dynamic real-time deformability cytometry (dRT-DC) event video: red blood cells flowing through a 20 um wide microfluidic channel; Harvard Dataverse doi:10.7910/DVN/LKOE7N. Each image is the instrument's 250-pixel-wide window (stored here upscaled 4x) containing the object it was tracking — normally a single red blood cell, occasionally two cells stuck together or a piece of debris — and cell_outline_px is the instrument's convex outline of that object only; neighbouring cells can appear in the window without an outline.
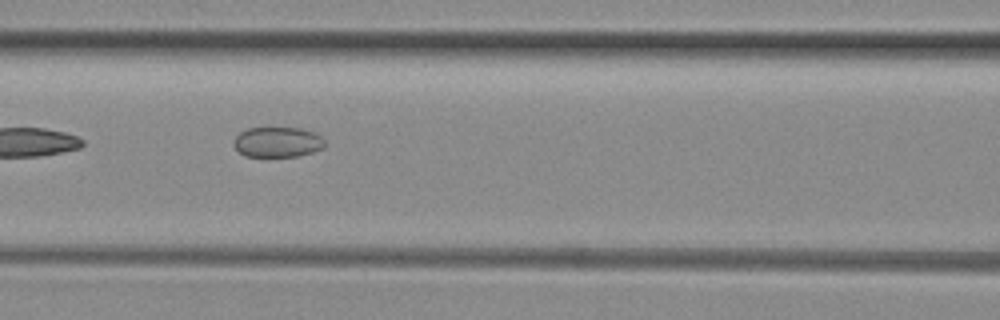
{"species": "common noctule bat (a hibernating species)", "species_latin": "Nyctalus noctula", "temperature_condition": "room temperature", "stored_images_in_passage": 8, "camera_frame_rate_fps": 3000, "um_per_image_px": 0.085, "animal": {"sex": "female", "body_mass_g": 29.2, "forearm_length_mm": 56.3}, "frame": {"image": 1, "passage_image": 6, "time_ms": 1.667, "image_size_px": [1000, 320], "cell_outline_px": [[324, 148], [300, 156], [244, 156], [232, 144], [232, 140], [240, 132], [248, 128], [300, 128], [312, 132], [320, 136], [324, 140]], "centroid_in_image_um": [23.57, 12.08], "position_along_channel_um": 143.0, "area_um2": 16.01}}
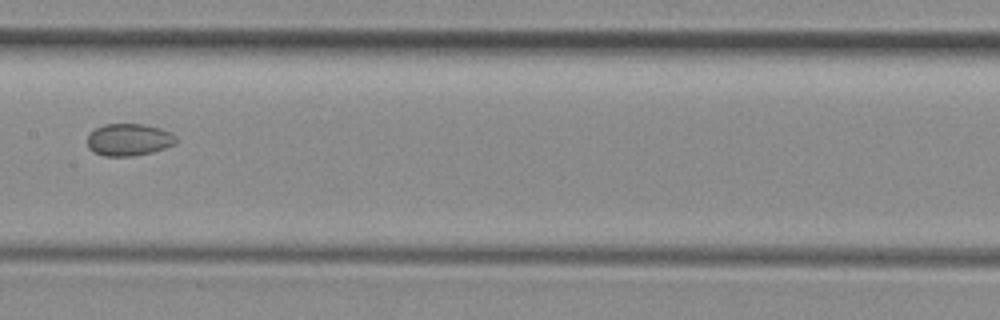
{"frame": {"image": 2, "passage_image": 7, "time_ms": 2.0, "image_size_px": [1000, 320], "cell_outline_px": [[176, 144], [152, 152], [132, 156], [104, 156], [92, 152], [88, 148], [88, 136], [96, 128], [104, 124], [144, 124], [160, 128], [172, 132], [176, 136]], "centroid_in_image_um": [10.96, 11.88], "position_along_channel_um": 196.4, "area_um2": 16.7}}
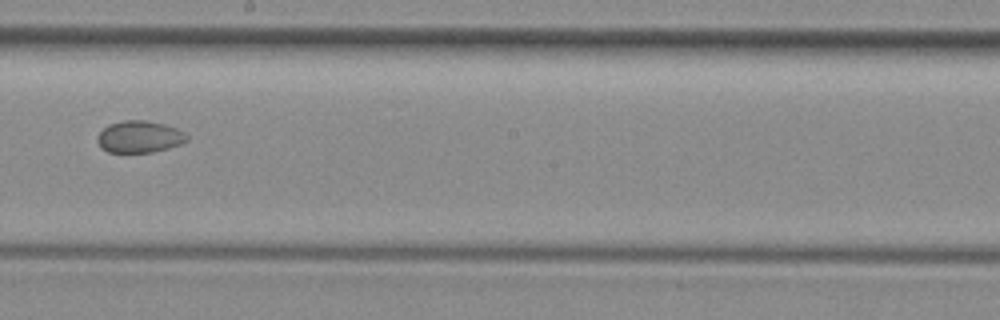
{"frame": {"image": 3, "passage_image": 8, "time_ms": 2.333, "image_size_px": [1000, 320], "cell_outline_px": [[188, 140], [180, 144], [168, 148], [152, 152], [108, 152], [100, 148], [96, 140], [96, 136], [108, 124], [124, 120], [144, 120], [164, 124], [176, 128], [184, 132], [188, 136]], "centroid_in_image_um": [11.82, 11.62], "position_along_channel_um": 236.4, "area_um2": 16.7}}